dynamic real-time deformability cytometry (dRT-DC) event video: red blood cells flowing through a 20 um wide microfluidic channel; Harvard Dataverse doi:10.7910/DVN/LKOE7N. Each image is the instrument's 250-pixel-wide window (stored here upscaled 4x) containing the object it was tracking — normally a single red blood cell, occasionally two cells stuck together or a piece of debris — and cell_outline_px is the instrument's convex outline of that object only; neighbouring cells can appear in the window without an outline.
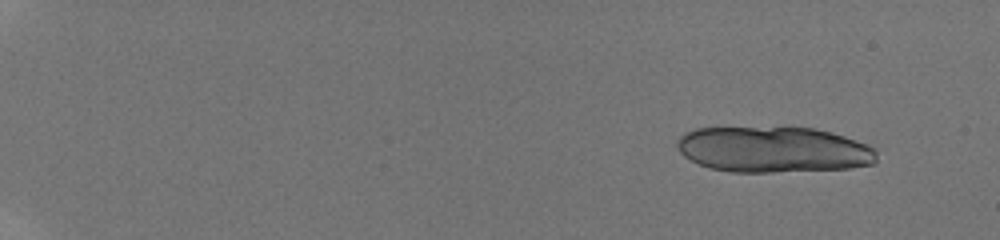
{"species": "human", "species_latin": "Homo sapiens", "temperature_condition": "room temperature", "stored_images_in_passage": 12, "camera_frame_rate_fps": 3000, "um_per_image_px": 0.085, "donor": {"sex": "male"}, "frame": {"image": 1, "passage_image": 1, "time_ms": 0.0, "image_size_px": [1000, 240], "cell_outline_px": [[876, 164], [852, 168], [772, 172], [732, 172], [708, 168], [684, 156], [680, 152], [676, 144], [676, 140], [684, 132], [696, 128], [816, 128], [832, 132], [844, 136], [876, 148]], "centroid_in_image_um": [65.75, 12.72], "position_along_channel_um": 19.3, "area_um2": 53.47}}